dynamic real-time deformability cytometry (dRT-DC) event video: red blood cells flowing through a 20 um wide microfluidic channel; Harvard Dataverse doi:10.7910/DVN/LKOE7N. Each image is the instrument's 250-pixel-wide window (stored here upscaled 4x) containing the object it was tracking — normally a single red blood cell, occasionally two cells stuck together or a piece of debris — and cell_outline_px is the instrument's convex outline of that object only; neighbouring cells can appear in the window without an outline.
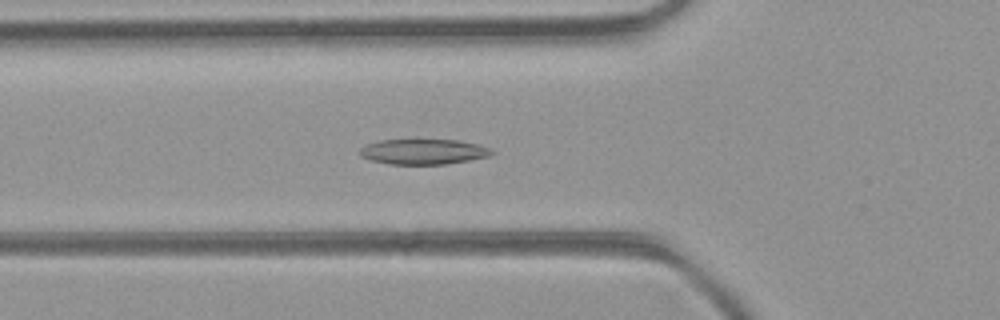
{"species": "common noctule bat (a hibernating species)", "species_latin": "Nyctalus noctula", "temperature_condition": "room temperature", "stored_images_in_passage": 41, "camera_frame_rate_fps": 3000, "um_per_image_px": 0.085, "animal": {"sex": "female", "body_mass_g": 21.9}, "frame": {"image": 1, "passage_image": 11, "time_ms": 3.333, "image_size_px": [1000, 320], "cell_outline_px": [[496, 152], [488, 156], [448, 164], [388, 164], [372, 160], [360, 156], [360, 148], [368, 144], [380, 140], [456, 140], [480, 144]], "centroid_in_image_um": [36.0, 12.89], "position_along_channel_um": 89.8, "area_um2": 19.31}}
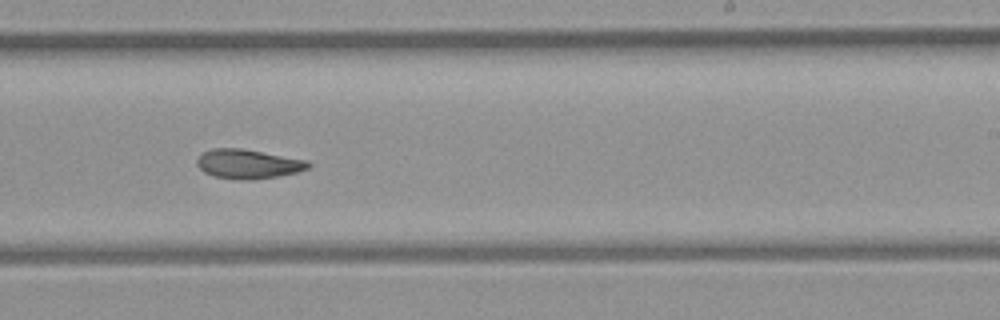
{"frame": {"image": 2, "passage_image": 23, "time_ms": 7.333, "image_size_px": [1000, 320], "cell_outline_px": [[312, 164], [308, 168], [296, 172], [276, 176], [248, 180], [212, 176], [204, 172], [196, 164], [196, 160], [204, 152], [212, 148], [240, 148], [308, 160]], "centroid_in_image_um": [21.08, 13.93], "position_along_channel_um": 267.9, "area_um2": 18.79}}
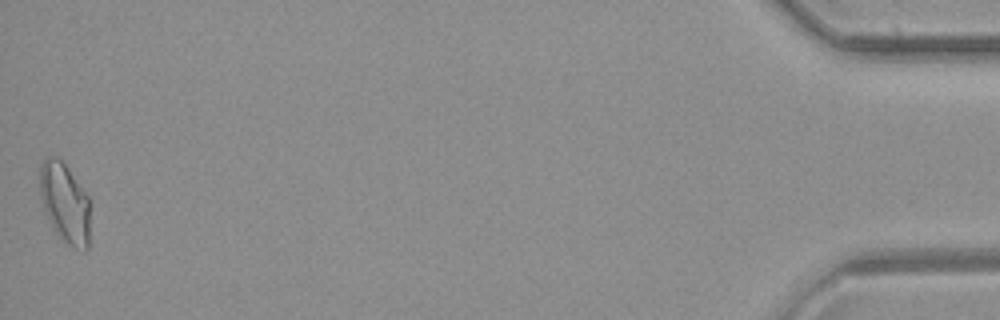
{"frame": {"image": 3, "passage_image": 41, "time_ms": 13.333, "image_size_px": [1000, 320], "cell_outline_px": [[88, 248], [84, 252], [68, 244], [52, 228], [40, 192], [40, 164], [48, 156], [56, 156], [68, 168], [88, 196]], "centroid_in_image_um": [5.51, 17.23], "position_along_channel_um": 429.7, "area_um2": 22.77}, "authors_computed_cell_mechanics": {"area_um2": 19.4208, "velocity_mm_per_s": 4.4475, "shape_relaxation_time_tau1_ms": null, "shape_relaxation_time_tau2_ms": 3.8277, "deformation_change_tau1": null, "deformation_change_tau2": 0.1006}}